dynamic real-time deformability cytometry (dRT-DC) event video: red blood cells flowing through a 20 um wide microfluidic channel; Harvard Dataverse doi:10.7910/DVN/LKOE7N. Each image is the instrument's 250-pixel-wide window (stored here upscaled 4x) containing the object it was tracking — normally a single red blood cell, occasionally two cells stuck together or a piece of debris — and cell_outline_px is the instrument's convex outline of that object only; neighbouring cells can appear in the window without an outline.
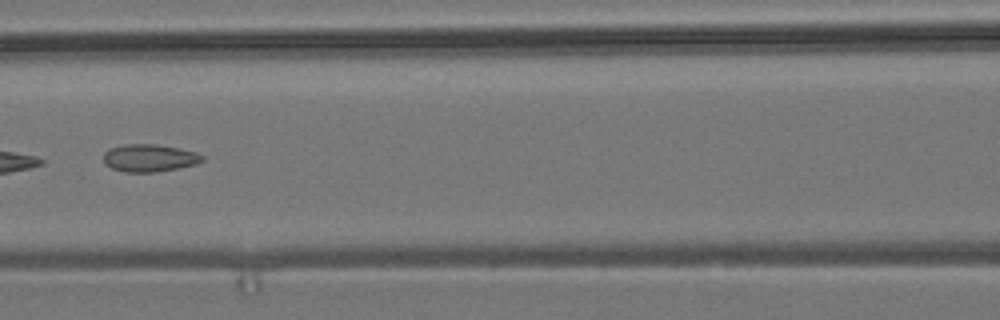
{"species": "common noctule bat (a hibernating species)", "species_latin": "Nyctalus noctula", "temperature_condition": "room temperature", "stored_images_in_passage": 6, "camera_frame_rate_fps": 3000, "um_per_image_px": 0.085, "animal": {"sex": "male", "body_mass_g": 19.2, "forearm_length_mm": 51.8}, "frame": {"image": 1, "passage_image": 5, "time_ms": 1.333, "image_size_px": [1000, 320], "cell_outline_px": [[204, 160], [196, 164], [180, 168], [156, 172], [124, 172], [112, 168], [104, 164], [104, 152], [108, 148], [124, 144], [156, 144], [196, 152], [204, 156]], "centroid_in_image_um": [12.68, 13.43], "position_along_channel_um": 153.9, "area_um2": 15.95}}
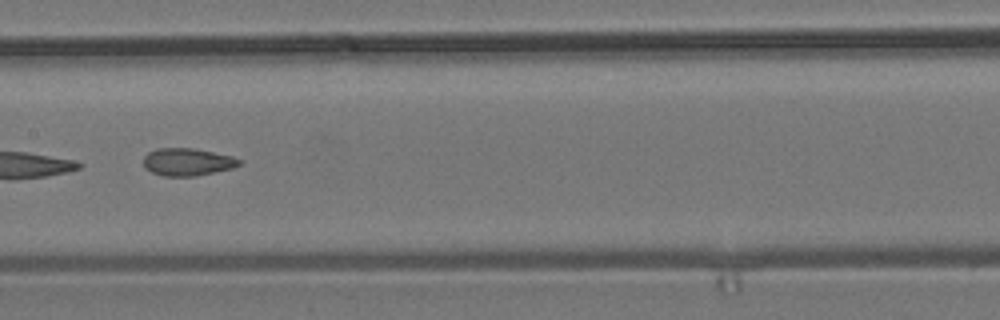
{"frame": {"image": 2, "passage_image": 6, "time_ms": 1.667, "image_size_px": [1000, 320], "cell_outline_px": [[240, 164], [232, 168], [196, 176], [164, 176], [152, 172], [144, 168], [144, 156], [148, 152], [156, 148], [196, 148], [232, 156], [240, 160]], "centroid_in_image_um": [15.91, 13.76], "position_along_channel_um": 191.5, "area_um2": 15.37}}